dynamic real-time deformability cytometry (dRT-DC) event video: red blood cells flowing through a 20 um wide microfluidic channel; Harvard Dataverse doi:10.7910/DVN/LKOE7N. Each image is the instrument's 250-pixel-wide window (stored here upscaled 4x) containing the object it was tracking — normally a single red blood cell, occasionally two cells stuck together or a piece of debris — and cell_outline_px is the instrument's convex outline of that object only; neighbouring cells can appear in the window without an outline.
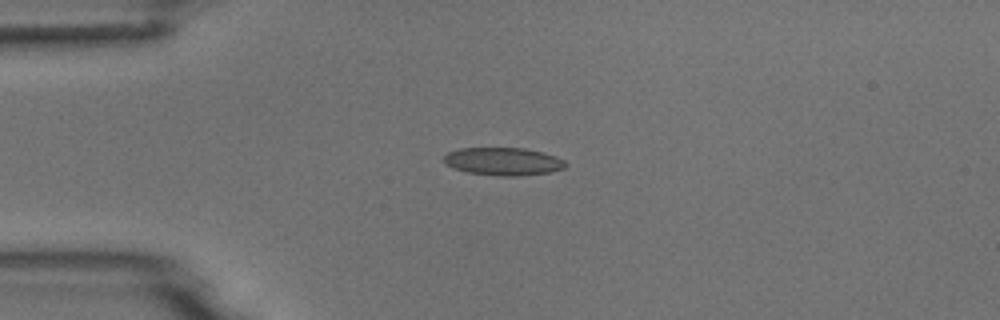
{"species": "common noctule bat (a hibernating species)", "species_latin": "Nyctalus noctula", "temperature_condition": "room temperature", "stored_images_in_passage": 14, "camera_frame_rate_fps": 3000, "um_per_image_px": 0.085, "animal": {"sex": "male", "body_mass_g": 18.8}, "frame": {"image": 1, "passage_image": 3, "time_ms": 3.333, "image_size_px": [1000, 320], "cell_outline_px": [[568, 164], [564, 168], [548, 172], [520, 176], [500, 176], [468, 172], [452, 168], [444, 164], [444, 156], [448, 152], [460, 148], [524, 148], [556, 156], [564, 160]], "centroid_in_image_um": [42.75, 13.72], "position_along_channel_um": 42.2, "area_um2": 19.71}}
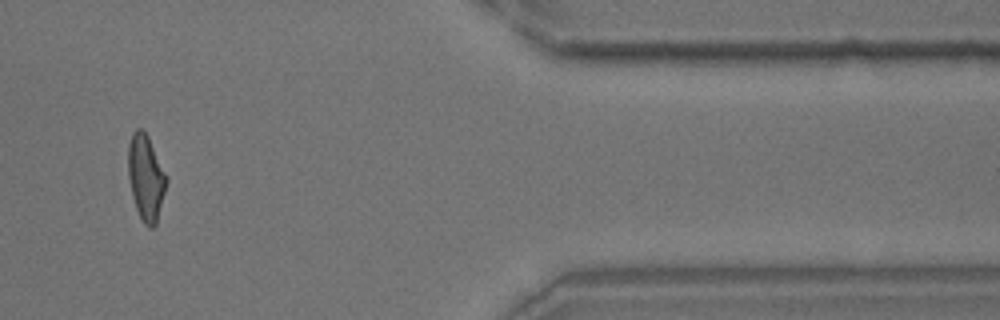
{"frame": {"image": 2, "passage_image": 12, "time_ms": 14.333, "image_size_px": [1000, 320], "cell_outline_px": [[168, 180], [156, 224], [152, 228], [148, 228], [144, 224], [136, 208], [132, 196], [128, 176], [128, 144], [132, 132], [136, 128], [144, 128], [168, 176]], "centroid_in_image_um": [12.4, 15.05], "position_along_channel_um": 399.0, "area_um2": 19.36}}